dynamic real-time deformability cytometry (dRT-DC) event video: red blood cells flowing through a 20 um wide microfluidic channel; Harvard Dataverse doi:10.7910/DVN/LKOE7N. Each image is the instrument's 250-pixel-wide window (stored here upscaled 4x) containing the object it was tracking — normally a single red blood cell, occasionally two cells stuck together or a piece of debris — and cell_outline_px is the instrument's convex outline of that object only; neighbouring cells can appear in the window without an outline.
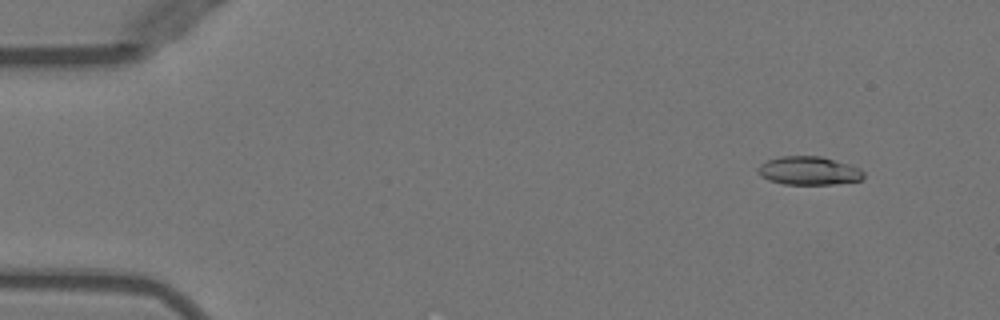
{"species": "Egyptian fruit bat (a non-hibernating species)", "species_latin": "Rousettus aegyptiacus", "temperature_condition": "warm", "stored_images_in_passage": 50, "camera_frame_rate_fps": 3000, "um_per_image_px": 0.085, "animal": {"sex": "female"}, "frame": {"image": 1, "passage_image": 4, "time_ms": 1.0, "image_size_px": [1000, 320], "cell_outline_px": [[864, 176], [860, 180], [832, 184], [784, 184], [768, 180], [760, 176], [756, 172], [756, 168], [760, 164], [768, 160], [780, 156], [820, 156], [852, 164], [860, 168], [864, 172]], "centroid_in_image_um": [68.73, 14.5], "position_along_channel_um": 16.3, "area_um2": 17.69}}
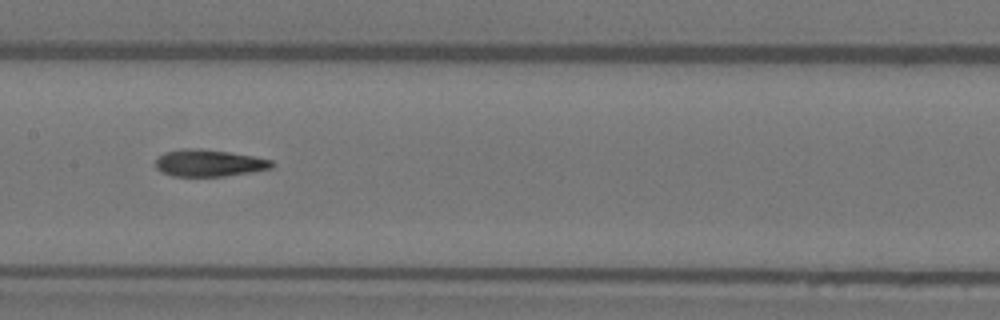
{"frame": {"image": 2, "passage_image": 25, "time_ms": 8.0, "image_size_px": [1000, 320], "cell_outline_px": [[276, 164], [272, 168], [252, 172], [224, 176], [172, 176], [160, 172], [156, 168], [156, 160], [164, 152], [180, 148], [200, 148], [228, 152], [252, 156], [272, 160]], "centroid_in_image_um": [17.76, 13.85], "position_along_channel_um": 189.6, "area_um2": 18.38}}
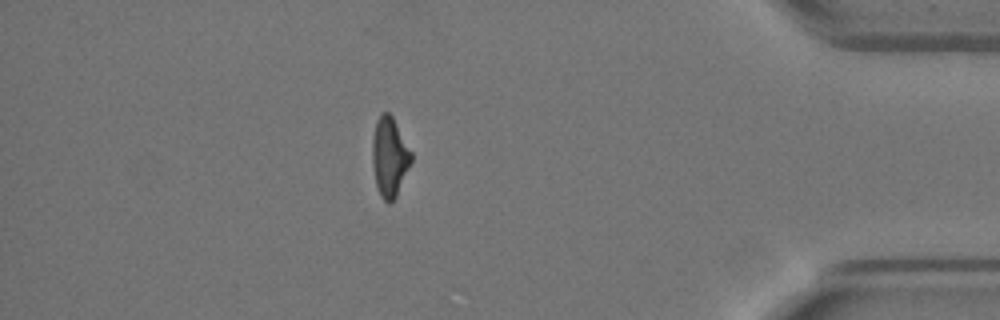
{"frame": {"image": 3, "passage_image": 44, "time_ms": 14.333, "image_size_px": [1000, 320], "cell_outline_px": [[412, 160], [396, 196], [388, 204], [380, 196], [376, 184], [372, 160], [372, 136], [376, 120], [384, 112], [388, 112], [392, 116], [412, 152]], "centroid_in_image_um": [33.1, 13.32], "position_along_channel_um": 402.1, "area_um2": 17.86}, "authors_computed_cell_mechanics": {"area_um2": 18.1492, "velocity_mm_per_s": 4.0032, "shape_relaxation_time_tau1_ms": 6.7834, "shape_relaxation_time_tau2_ms": 2.9211, "deformation_change_tau1": 0.2282, "deformation_change_tau2": 0.115}}